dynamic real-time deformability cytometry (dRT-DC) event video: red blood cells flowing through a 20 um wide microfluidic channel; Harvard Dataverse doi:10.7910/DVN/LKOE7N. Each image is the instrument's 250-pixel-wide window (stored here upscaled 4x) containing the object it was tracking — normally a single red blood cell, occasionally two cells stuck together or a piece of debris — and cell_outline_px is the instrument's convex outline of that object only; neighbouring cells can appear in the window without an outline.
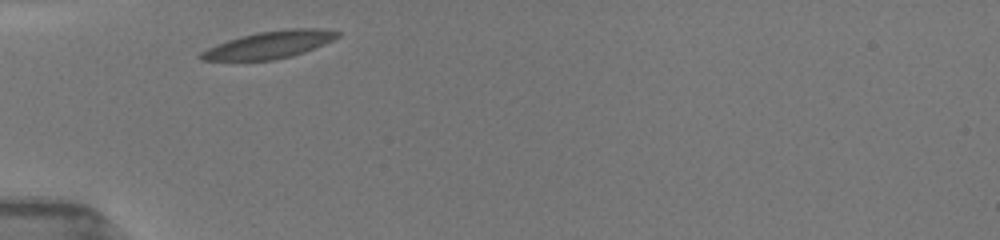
{"species": "common noctule bat (a hibernating species)", "species_latin": "Nyctalus noctula", "temperature_condition": "room temperature", "stored_images_in_passage": 22, "camera_frame_rate_fps": 3000, "um_per_image_px": 0.085, "animal": {"sex": "female", "body_mass_g": 19.5, "forearm_length_mm": 54.1}, "frame": {"image": 1, "passage_image": 1, "time_ms": 0.0, "image_size_px": [1000, 240], "cell_outline_px": [[340, 36], [324, 44], [304, 52], [292, 56], [276, 60], [200, 60], [196, 56], [200, 52], [208, 48], [228, 40], [240, 36], [256, 32], [292, 28], [320, 28], [340, 32]], "centroid_in_image_um": [22.9, 3.8], "position_along_channel_um": 62.1, "area_um2": 21.73}}
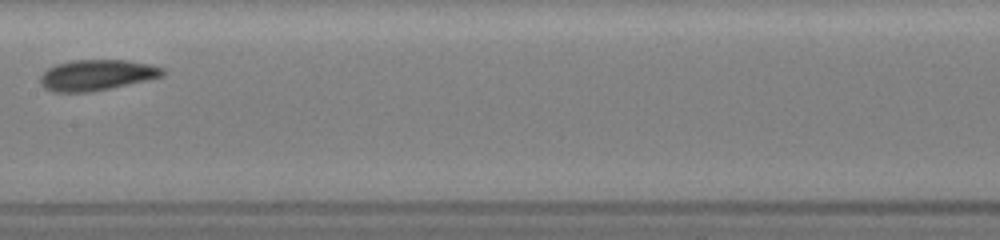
{"frame": {"image": 2, "passage_image": 11, "time_ms": 3.667, "image_size_px": [1000, 240], "cell_outline_px": [[164, 76], [148, 80], [88, 92], [52, 92], [44, 88], [40, 84], [40, 76], [48, 68], [56, 64], [72, 60], [128, 60], [148, 64], [164, 68]], "centroid_in_image_um": [8.2, 6.38], "position_along_channel_um": 199.2, "area_um2": 21.91}}
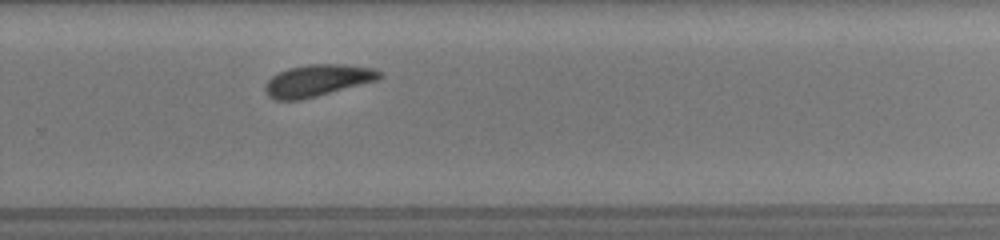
{"frame": {"image": 3, "passage_image": 19, "time_ms": 6.333, "image_size_px": [1000, 240], "cell_outline_px": [[384, 76], [380, 80], [300, 100], [276, 100], [268, 96], [264, 88], [264, 84], [272, 76], [288, 68], [308, 64], [344, 64], [372, 68], [384, 72]], "centroid_in_image_um": [27.03, 6.83], "position_along_channel_um": 302.8, "area_um2": 21.39}}